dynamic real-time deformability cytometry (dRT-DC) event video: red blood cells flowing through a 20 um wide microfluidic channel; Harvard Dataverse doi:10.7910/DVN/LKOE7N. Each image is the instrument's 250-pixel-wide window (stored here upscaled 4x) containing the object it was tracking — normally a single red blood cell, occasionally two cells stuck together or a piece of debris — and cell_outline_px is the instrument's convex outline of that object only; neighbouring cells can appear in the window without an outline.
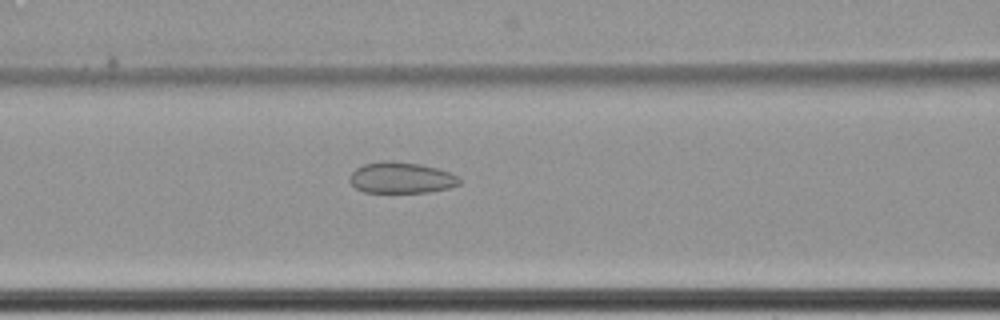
{"species": "common noctule bat (a hibernating species)", "species_latin": "Nyctalus noctula", "temperature_condition": "cold", "stored_images_in_passage": 62, "camera_frame_rate_fps": 3000, "um_per_image_px": 0.085, "animal": {"sex": "female", "body_mass_g": 22.7, "forearm_length_mm": 54.2}, "frame": {"image": 1, "passage_image": 29, "time_ms": 9.333, "image_size_px": [1000, 320], "cell_outline_px": [[460, 184], [448, 188], [428, 192], [364, 192], [356, 188], [348, 180], [348, 176], [356, 168], [364, 164], [384, 160], [392, 160], [420, 164], [436, 168], [460, 176]], "centroid_in_image_um": [34.08, 15.1], "position_along_channel_um": 132.5, "area_um2": 20.0}}
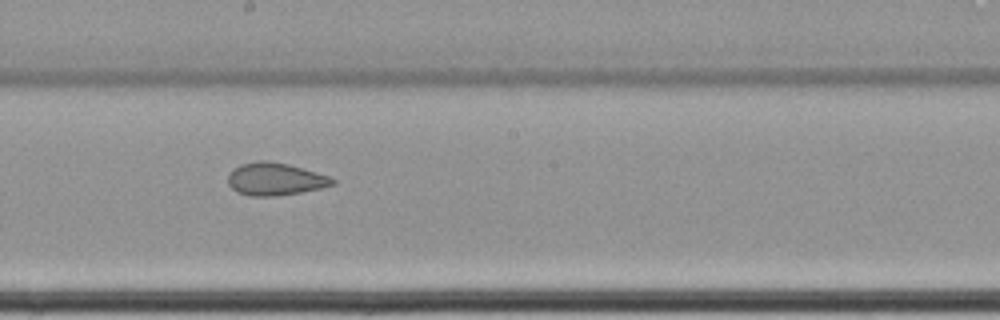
{"frame": {"image": 2, "passage_image": 37, "time_ms": 12.0, "image_size_px": [1000, 320], "cell_outline_px": [[336, 184], [320, 188], [300, 192], [276, 196], [248, 196], [236, 192], [228, 184], [228, 176], [240, 164], [256, 160], [268, 160], [288, 164], [316, 172], [328, 176], [336, 180]], "centroid_in_image_um": [23.38, 15.22], "position_along_channel_um": 224.8, "area_um2": 19.83}}
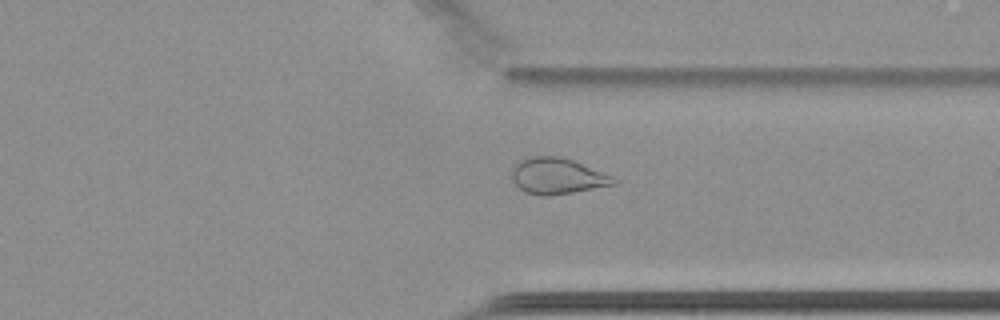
{"frame": {"image": 3, "passage_image": 49, "time_ms": 16.0, "image_size_px": [1000, 320], "cell_outline_px": [[620, 180], [616, 184], [572, 192], [548, 196], [540, 196], [524, 192], [512, 180], [512, 168], [520, 160], [532, 156], [560, 156], [572, 160]], "centroid_in_image_um": [47.34, 14.97], "position_along_channel_um": 364.1, "area_um2": 21.15}, "authors_computed_cell_mechanics": {"area_um2": 24.9985, "velocity_mm_per_s": 3.4623, "shape_relaxation_time_tau1_ms": null, "shape_relaxation_time_tau2_ms": 4.3405, "deformation_change_tau1": null, "deformation_change_tau2": 0.0841}}